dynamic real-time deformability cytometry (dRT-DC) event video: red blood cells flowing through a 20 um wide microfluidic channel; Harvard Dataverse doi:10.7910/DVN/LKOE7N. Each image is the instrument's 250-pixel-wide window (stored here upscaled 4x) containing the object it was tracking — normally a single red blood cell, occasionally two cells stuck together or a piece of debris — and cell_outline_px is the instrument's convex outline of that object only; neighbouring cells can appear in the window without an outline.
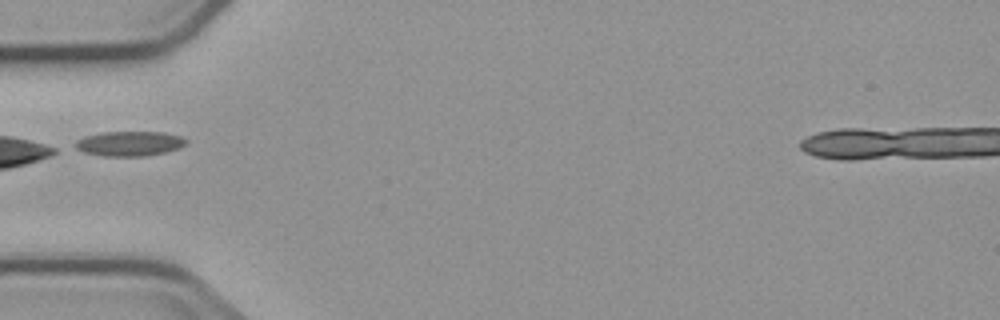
{"species": "common noctule bat (a hibernating species)", "species_latin": "Nyctalus noctula", "temperature_condition": "cold", "stored_images_in_passage": 3, "camera_frame_rate_fps": 3000, "um_per_image_px": 0.085, "animal": {"sex": "male", "body_mass_g": 23.1, "forearm_length_mm": 52.7}, "frame": {"image": 1, "passage_image": 3, "time_ms": 2.667, "image_size_px": [1000, 320], "cell_outline_px": [[188, 140], [184, 144], [176, 148], [164, 152], [144, 156], [104, 156], [84, 152], [76, 148], [76, 140], [84, 136], [104, 132], [164, 132], [180, 136]], "centroid_in_image_um": [10.98, 12.2], "position_along_channel_um": 74.0, "area_um2": 15.78}}